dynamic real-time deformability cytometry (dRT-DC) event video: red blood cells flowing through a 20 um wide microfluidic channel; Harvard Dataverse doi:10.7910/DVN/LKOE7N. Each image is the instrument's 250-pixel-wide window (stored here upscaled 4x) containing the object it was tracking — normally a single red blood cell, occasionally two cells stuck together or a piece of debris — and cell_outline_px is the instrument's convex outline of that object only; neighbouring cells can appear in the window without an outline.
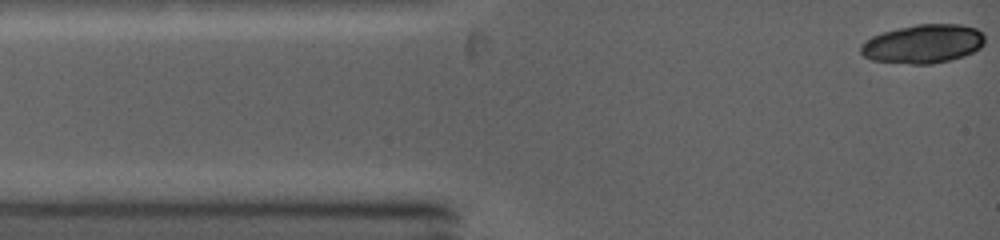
{"species": "common noctule bat (a hibernating species)", "species_latin": "Nyctalus noctula", "temperature_condition": "warm", "stored_images_in_passage": 5, "camera_frame_rate_fps": 5000, "um_per_image_px": 0.085, "animal": {"sex": "female", "body_mass_g": 19.0, "forearm_length_mm": 53.3}, "frame": {"image": 1, "passage_image": 1, "time_ms": 0.0, "image_size_px": [1000, 240], "cell_outline_px": [[984, 44], [980, 48], [964, 56], [932, 64], [912, 64], [872, 60], [864, 56], [860, 52], [860, 44], [872, 36], [884, 32], [916, 24], [960, 24], [976, 28], [984, 36]], "centroid_in_image_um": [78.46, 3.73], "position_along_channel_um": 6.5, "area_um2": 27.92}}